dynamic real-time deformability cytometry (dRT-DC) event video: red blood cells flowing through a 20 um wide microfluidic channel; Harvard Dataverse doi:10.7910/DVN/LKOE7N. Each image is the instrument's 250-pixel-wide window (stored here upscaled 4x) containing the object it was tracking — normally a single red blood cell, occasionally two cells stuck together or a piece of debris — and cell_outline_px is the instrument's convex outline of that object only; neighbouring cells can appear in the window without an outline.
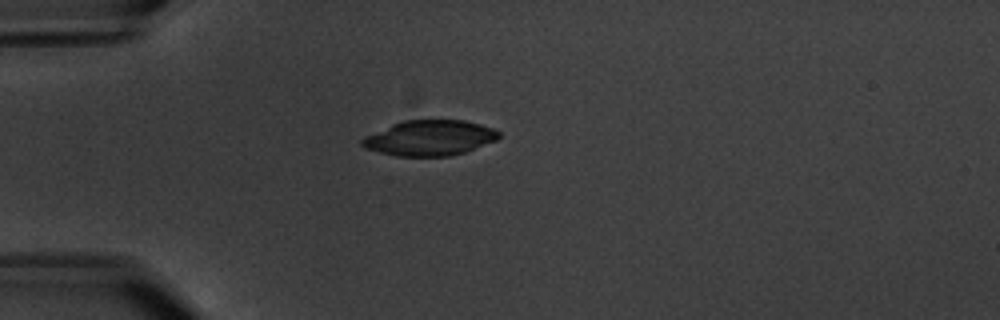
{"species": "common noctule bat (a hibernating species)", "species_latin": "Nyctalus noctula", "temperature_condition": "warm", "stored_images_in_passage": 4, "camera_frame_rate_fps": 3000, "um_per_image_px": 0.085, "animal": {"sex": "male", "body_mass_g": 20.1, "forearm_length_mm": 53.5}, "frame": {"image": 1, "passage_image": 1, "time_ms": 0.0, "image_size_px": [1000, 320], "cell_outline_px": [[500, 136], [496, 140], [464, 152], [452, 156], [396, 156], [364, 148], [360, 144], [360, 140], [364, 136], [392, 124], [404, 120], [464, 120], [480, 124], [492, 128], [500, 132]], "centroid_in_image_um": [36.49, 11.72], "position_along_channel_um": 48.5, "area_um2": 28.15}}